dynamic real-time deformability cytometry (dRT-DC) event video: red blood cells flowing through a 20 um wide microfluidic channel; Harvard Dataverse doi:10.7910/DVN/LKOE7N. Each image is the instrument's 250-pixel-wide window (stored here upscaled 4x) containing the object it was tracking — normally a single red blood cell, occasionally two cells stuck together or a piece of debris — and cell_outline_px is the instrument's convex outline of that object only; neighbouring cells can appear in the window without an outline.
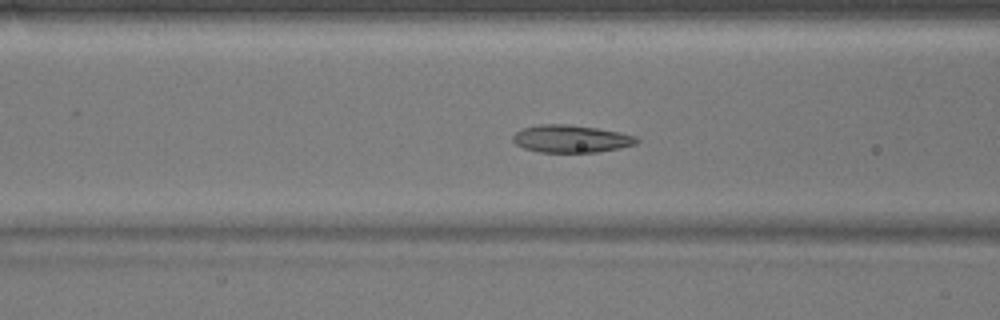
{"species": "common noctule bat (a hibernating species)", "species_latin": "Nyctalus noctula", "temperature_condition": "warm", "stored_images_in_passage": 53, "camera_frame_rate_fps": 3000, "um_per_image_px": 0.085, "animal": {"sex": "male", "body_mass_g": 17.9}, "frame": {"image": 1, "passage_image": 21, "time_ms": 6.667, "image_size_px": [1000, 320], "cell_outline_px": [[640, 140], [636, 144], [620, 148], [596, 152], [540, 152], [524, 148], [516, 144], [512, 140], [512, 136], [516, 132], [524, 128], [540, 124], [568, 124], [596, 128], [620, 132], [636, 136]], "centroid_in_image_um": [48.55, 11.79], "position_along_channel_um": 118.0, "area_um2": 19.83}}
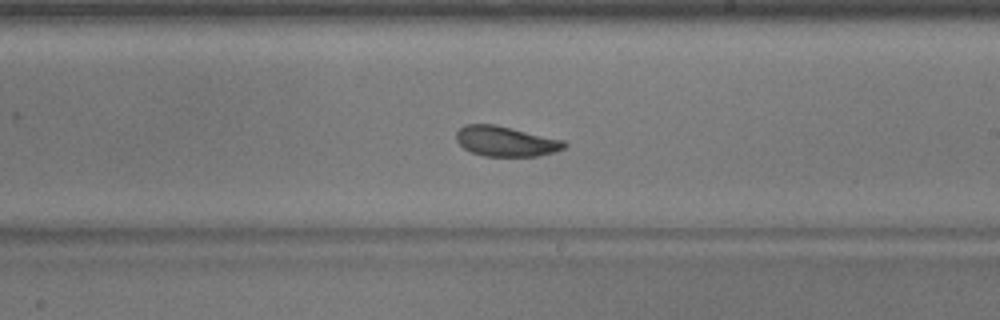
{"frame": {"image": 2, "passage_image": 31, "time_ms": 10.0, "image_size_px": [1000, 320], "cell_outline_px": [[568, 144], [564, 148], [552, 152], [536, 156], [484, 156], [472, 152], [464, 148], [456, 140], [456, 132], [464, 124], [496, 124], [564, 140]], "centroid_in_image_um": [42.98, 12.0], "position_along_channel_um": 246.0, "area_um2": 18.96}}
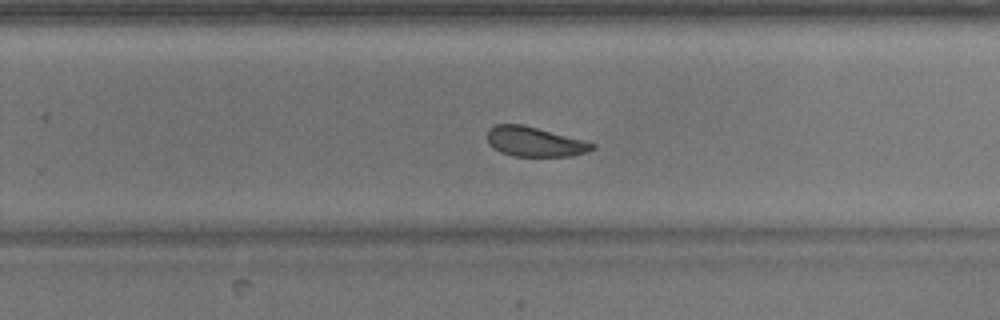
{"frame": {"image": 3, "passage_image": 34, "time_ms": 11.0, "image_size_px": [1000, 320], "cell_outline_px": [[596, 148], [572, 156], [512, 156], [500, 152], [492, 148], [488, 144], [488, 128], [496, 124], [524, 124], [584, 140], [596, 144]], "centroid_in_image_um": [45.42, 12.04], "position_along_channel_um": 284.4, "area_um2": 18.32}, "authors_computed_cell_mechanics": {"area_um2": 20.3456, "velocity_mm_per_s": 3.8371, "shape_relaxation_time_tau1_ms": 3.999, "shape_relaxation_time_tau2_ms": 1.5196, "deformation_change_tau1": 0.103, "deformation_change_tau2": 0.0666}}